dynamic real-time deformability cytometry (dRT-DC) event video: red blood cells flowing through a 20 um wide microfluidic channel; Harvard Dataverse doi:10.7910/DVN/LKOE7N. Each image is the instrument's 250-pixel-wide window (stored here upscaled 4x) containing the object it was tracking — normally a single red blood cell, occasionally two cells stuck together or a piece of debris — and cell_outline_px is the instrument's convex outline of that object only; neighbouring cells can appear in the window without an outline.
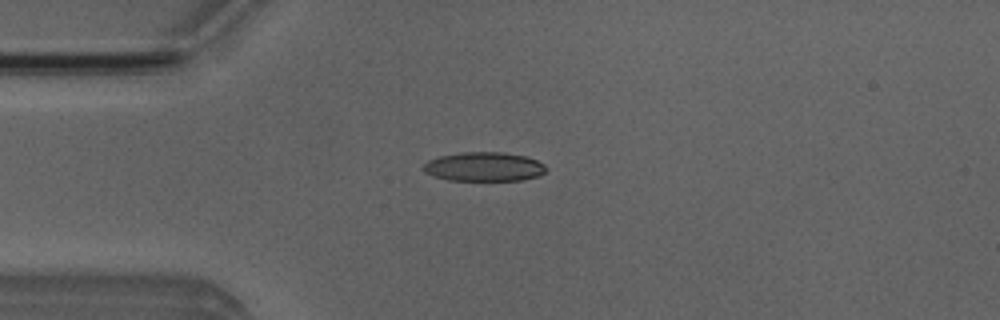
{"species": "Egyptian fruit bat (a non-hibernating species)", "species_latin": "Rousettus aegyptiacus", "temperature_condition": "room temperature", "stored_images_in_passage": 2, "camera_frame_rate_fps": 3000, "um_per_image_px": 0.085, "animal": {"sex": "male"}, "frame": {"image": 1, "passage_image": 2, "time_ms": 1.0, "image_size_px": [1000, 320], "cell_outline_px": [[548, 168], [540, 176], [520, 180], [448, 180], [432, 176], [424, 172], [424, 164], [428, 160], [440, 156], [464, 152], [504, 152], [524, 156], [536, 160], [544, 164]], "centroid_in_image_um": [41.15, 14.17], "position_along_channel_um": 43.9, "area_um2": 20.81}}